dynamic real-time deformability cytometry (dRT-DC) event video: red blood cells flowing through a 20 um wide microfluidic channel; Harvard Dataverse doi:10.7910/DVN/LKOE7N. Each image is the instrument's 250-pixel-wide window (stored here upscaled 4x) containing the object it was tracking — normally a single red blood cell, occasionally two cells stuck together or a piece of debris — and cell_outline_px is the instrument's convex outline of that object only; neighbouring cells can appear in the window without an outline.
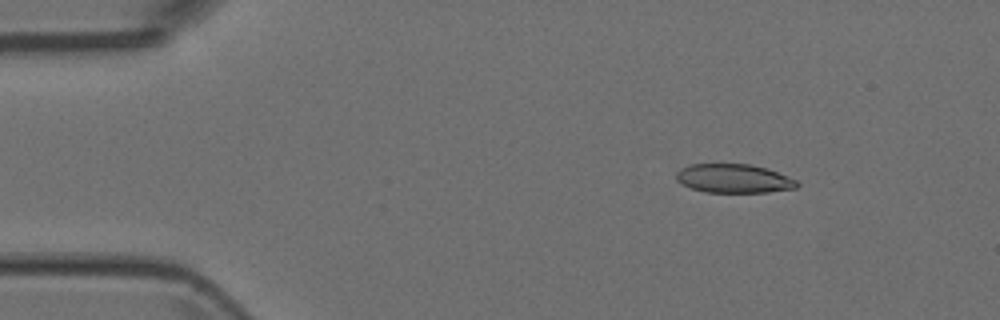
{"species": "Egyptian fruit bat (a non-hibernating species)", "species_latin": "Rousettus aegyptiacus", "temperature_condition": "room temperature", "stored_images_in_passage": 4, "camera_frame_rate_fps": 3000, "um_per_image_px": 0.085, "animal": {"sex": "female"}, "frame": {"image": 1, "passage_image": 2, "time_ms": 0.333, "image_size_px": [1000, 320], "cell_outline_px": [[800, 184], [796, 188], [768, 192], [704, 192], [680, 184], [676, 180], [676, 172], [680, 168], [688, 164], [748, 164], [768, 168], [796, 180]], "centroid_in_image_um": [62.34, 15.17], "position_along_channel_um": 22.7, "area_um2": 20.4}}